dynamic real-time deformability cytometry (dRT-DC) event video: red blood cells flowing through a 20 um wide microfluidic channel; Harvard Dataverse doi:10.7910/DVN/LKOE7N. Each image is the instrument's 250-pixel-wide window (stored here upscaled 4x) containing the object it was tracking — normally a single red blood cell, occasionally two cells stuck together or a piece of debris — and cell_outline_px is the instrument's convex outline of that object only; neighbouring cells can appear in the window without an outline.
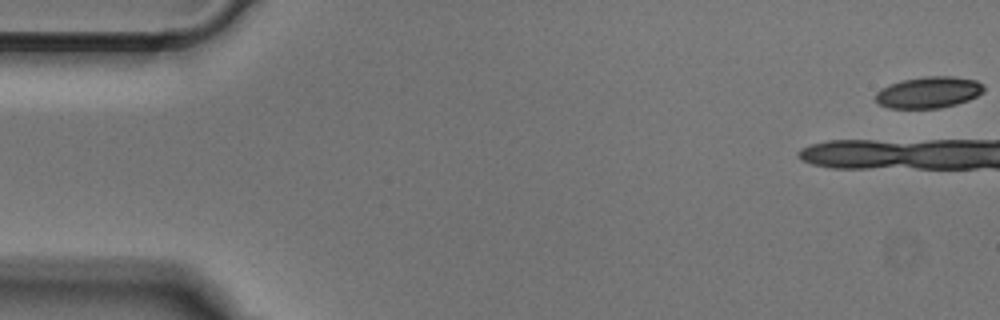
{"species": "Egyptian fruit bat (a non-hibernating species)", "species_latin": "Rousettus aegyptiacus", "temperature_condition": "cold", "stored_images_in_passage": 54, "camera_frame_rate_fps": 3000, "um_per_image_px": 0.085, "animal": {"sex": "male"}, "frame": {"image": 1, "passage_image": 1, "time_ms": 0.0, "image_size_px": [1000, 320], "cell_outline_px": [[984, 92], [968, 100], [956, 104], [940, 108], [888, 108], [880, 104], [876, 100], [876, 92], [880, 88], [904, 80], [924, 76], [952, 76], [976, 80], [984, 84]], "centroid_in_image_um": [78.96, 7.85], "position_along_channel_um": 6.0, "area_um2": 19.77}}
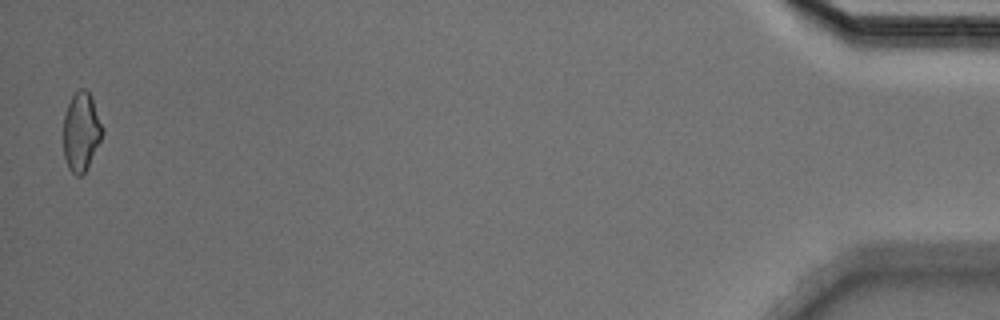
{"frame": {"image": 2, "passage_image": 54, "time_ms": 17.667, "image_size_px": [1000, 320], "cell_outline_px": [[104, 132], [84, 172], [80, 176], [76, 176], [68, 168], [64, 156], [64, 116], [68, 104], [72, 96], [80, 88], [84, 88], [92, 96]], "centroid_in_image_um": [6.89, 11.17], "position_along_channel_um": 428.3, "area_um2": 17.57}}